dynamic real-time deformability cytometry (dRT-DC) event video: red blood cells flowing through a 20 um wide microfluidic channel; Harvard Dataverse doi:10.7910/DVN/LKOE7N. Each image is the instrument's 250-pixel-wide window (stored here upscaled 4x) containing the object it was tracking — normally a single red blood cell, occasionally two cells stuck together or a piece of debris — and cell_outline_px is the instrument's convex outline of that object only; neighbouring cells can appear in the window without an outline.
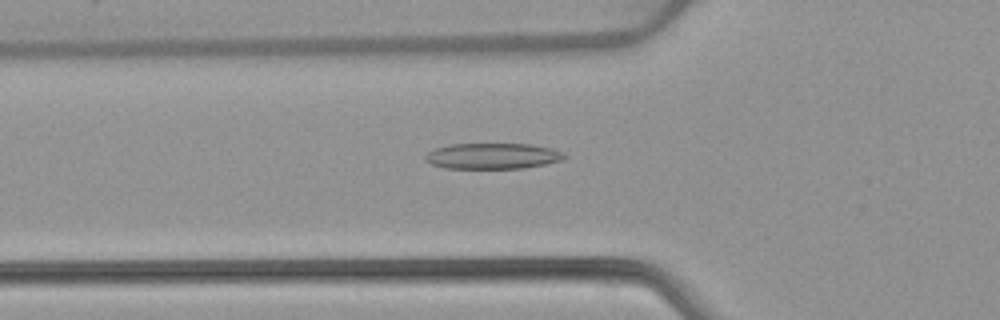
{"species": "common noctule bat (a hibernating species)", "species_latin": "Nyctalus noctula", "temperature_condition": "warm", "stored_images_in_passage": 52, "camera_frame_rate_fps": 3000, "um_per_image_px": 0.085, "animal": {"sex": "female", "body_mass_g": 22.7, "forearm_length_mm": 54.2}, "frame": {"image": 1, "passage_image": 18, "time_ms": 5.667, "image_size_px": [1000, 320], "cell_outline_px": [[568, 156], [564, 160], [524, 168], [444, 168], [432, 164], [424, 160], [424, 156], [428, 152], [436, 148], [452, 144], [532, 144], [552, 148], [564, 152]], "centroid_in_image_um": [41.91, 13.26], "position_along_channel_um": 83.9, "area_um2": 21.04}}
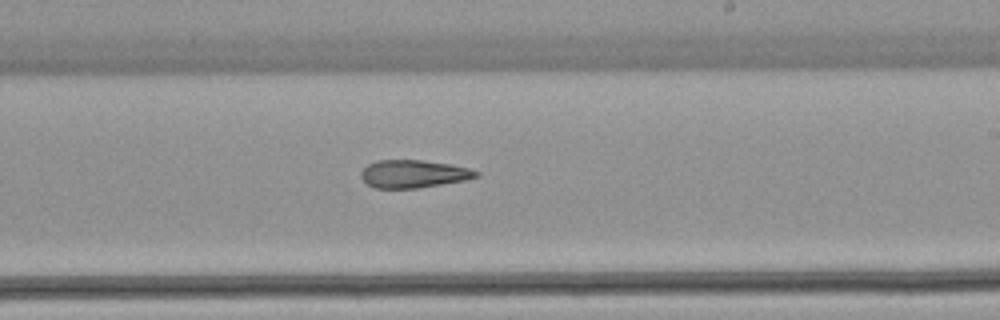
{"frame": {"image": 2, "passage_image": 31, "time_ms": 10.0, "image_size_px": [1000, 320], "cell_outline_px": [[480, 176], [468, 180], [416, 188], [372, 188], [360, 176], [360, 172], [368, 164], [376, 160], [424, 160], [452, 164], [468, 168], [480, 172]], "centroid_in_image_um": [35.17, 14.77], "position_along_channel_um": 253.8, "area_um2": 18.84}}
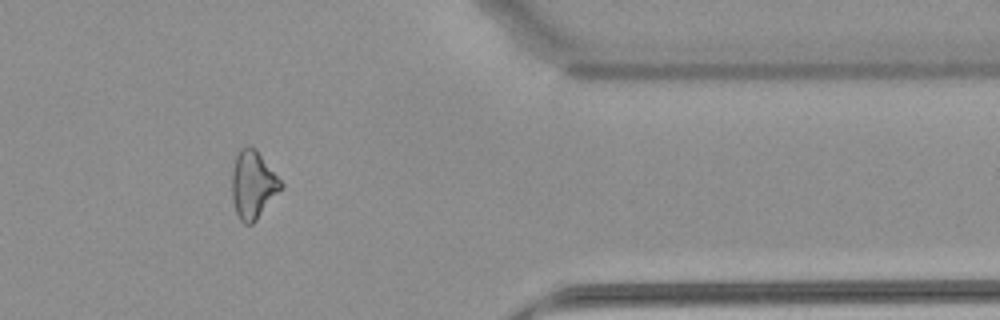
{"frame": {"image": 3, "passage_image": 43, "time_ms": 14.0, "image_size_px": [1000, 320], "cell_outline_px": [[284, 188], [256, 220], [252, 224], [244, 224], [240, 220], [236, 212], [232, 200], [232, 172], [236, 156], [240, 148], [248, 144], [256, 148], [284, 184]], "centroid_in_image_um": [21.52, 15.69], "position_along_channel_um": 389.9, "area_um2": 19.65}, "authors_computed_cell_mechanics": {"area_um2": 20.8369, "velocity_mm_per_s": 3.914, "shape_relaxation_time_tau1_ms": null, "shape_relaxation_time_tau2_ms": 9.8554, "deformation_change_tau1": null, "deformation_change_tau2": 0.2582}}